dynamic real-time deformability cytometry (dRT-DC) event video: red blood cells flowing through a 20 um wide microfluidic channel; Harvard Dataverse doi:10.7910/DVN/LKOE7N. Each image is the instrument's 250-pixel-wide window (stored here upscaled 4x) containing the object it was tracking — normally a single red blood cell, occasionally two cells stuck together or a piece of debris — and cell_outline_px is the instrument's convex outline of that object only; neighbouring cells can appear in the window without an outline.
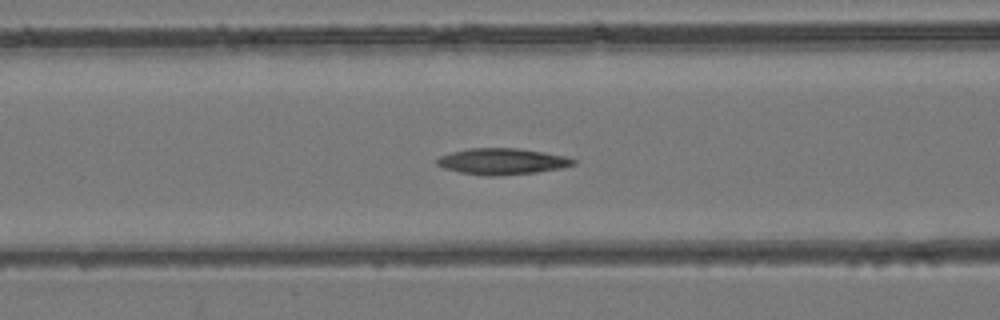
{"species": "common noctule bat (a hibernating species)", "species_latin": "Nyctalus noctula", "temperature_condition": "room temperature", "stored_images_in_passage": 49, "camera_frame_rate_fps": 3000, "um_per_image_px": 0.085, "animal": {"sex": "female", "body_mass_g": 24.6, "forearm_length_mm": 56.2}, "frame": {"image": 1, "passage_image": 19, "time_ms": 6.0, "image_size_px": [1000, 320], "cell_outline_px": [[576, 164], [560, 168], [536, 172], [500, 176], [484, 176], [460, 172], [444, 168], [436, 164], [436, 160], [440, 156], [452, 152], [468, 148], [520, 148], [544, 152], [564, 156], [576, 160]], "centroid_in_image_um": [42.67, 13.72], "position_along_channel_um": 123.9, "area_um2": 20.87}}
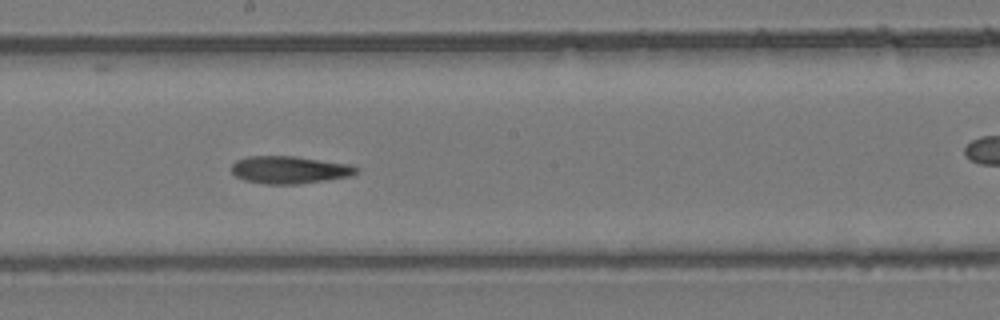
{"frame": {"image": 2, "passage_image": 26, "time_ms": 8.333, "image_size_px": [1000, 320], "cell_outline_px": [[360, 168], [352, 176], [296, 184], [264, 184], [244, 180], [236, 176], [232, 172], [232, 164], [236, 160], [248, 156], [296, 156], [352, 164]], "centroid_in_image_um": [24.63, 14.42], "position_along_channel_um": 223.6, "area_um2": 20.11}}
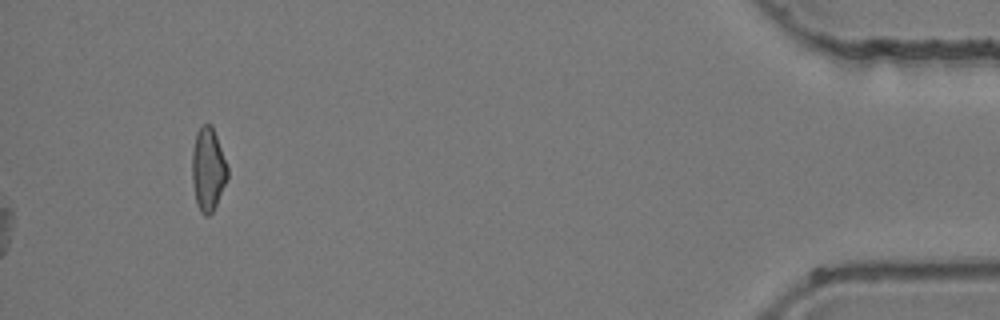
{"frame": {"image": 3, "passage_image": 49, "time_ms": 16.0, "image_size_px": [1000, 320], "cell_outline_px": [[228, 176], [216, 204], [212, 212], [208, 216], [204, 216], [200, 212], [196, 200], [192, 180], [192, 148], [196, 132], [200, 124], [212, 124], [228, 168]], "centroid_in_image_um": [17.66, 14.35], "position_along_channel_um": 417.5, "area_um2": 17.17}}